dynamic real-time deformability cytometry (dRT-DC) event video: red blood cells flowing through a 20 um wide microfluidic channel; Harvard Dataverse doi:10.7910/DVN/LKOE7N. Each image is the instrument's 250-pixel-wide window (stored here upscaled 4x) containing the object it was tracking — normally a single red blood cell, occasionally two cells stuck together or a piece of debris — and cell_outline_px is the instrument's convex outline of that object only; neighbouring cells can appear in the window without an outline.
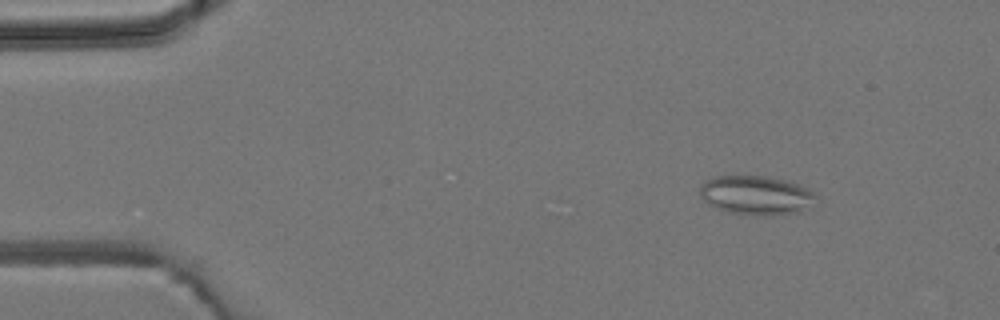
{"species": "common noctule bat (a hibernating species)", "species_latin": "Nyctalus noctula", "temperature_condition": "room temperature", "stored_images_in_passage": 3, "camera_frame_rate_fps": 3000, "um_per_image_px": 0.085, "animal": {"sex": "male", "body_mass_g": 19.2, "forearm_length_mm": 51.8}, "frame": {"image": 1, "passage_image": 1, "time_ms": 0.0, "image_size_px": [1000, 320], "cell_outline_px": [[816, 196], [800, 212], [772, 216], [728, 212], [716, 208], [708, 204], [700, 196], [700, 184], [716, 176], [768, 176], [800, 184], [808, 188]], "centroid_in_image_um": [64.23, 16.59], "position_along_channel_um": 20.8, "area_um2": 26.18}}